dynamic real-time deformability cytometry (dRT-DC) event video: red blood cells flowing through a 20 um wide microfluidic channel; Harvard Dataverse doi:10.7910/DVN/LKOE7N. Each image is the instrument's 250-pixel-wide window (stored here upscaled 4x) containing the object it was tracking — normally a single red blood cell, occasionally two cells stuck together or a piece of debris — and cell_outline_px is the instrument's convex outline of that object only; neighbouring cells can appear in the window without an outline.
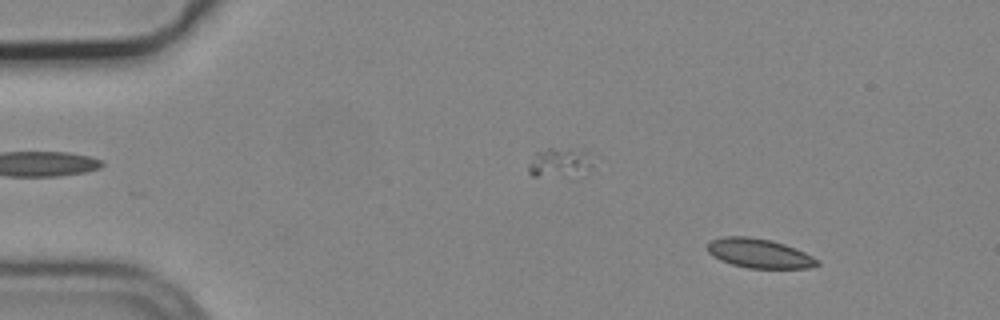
{"species": "common noctule bat (a hibernating species)", "species_latin": "Nyctalus noctula", "temperature_condition": "cold", "stored_images_in_passage": 3, "camera_frame_rate_fps": 3000, "um_per_image_px": 0.085, "animal": {"sex": "male", "body_mass_g": 19.2, "forearm_length_mm": 51.8}, "frame": {"image": 1, "passage_image": 1, "time_ms": 0.0, "image_size_px": [1000, 320], "cell_outline_px": [[820, 264], [808, 268], [748, 268], [732, 264], [720, 260], [708, 252], [708, 244], [712, 240], [724, 236], [748, 236], [772, 240], [796, 248], [820, 260]], "centroid_in_image_um": [64.56, 21.53], "position_along_channel_um": 20.4, "area_um2": 18.73}}
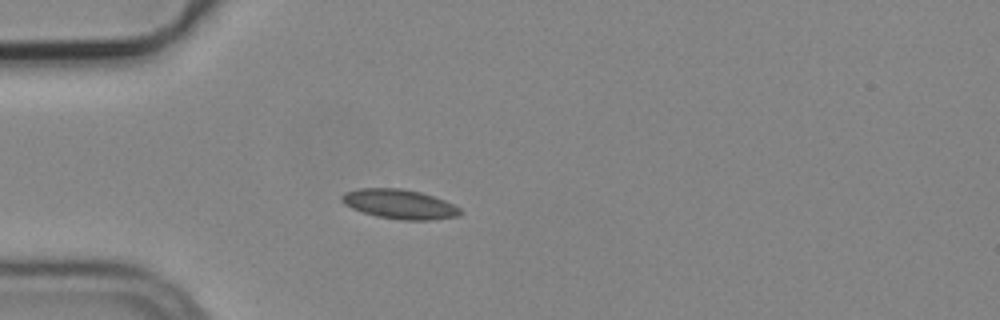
{"frame": {"image": 2, "passage_image": 3, "time_ms": 0.667, "image_size_px": [1000, 320], "cell_outline_px": [[460, 216], [432, 220], [404, 220], [376, 216], [352, 208], [344, 204], [340, 200], [340, 196], [344, 192], [360, 188], [400, 188], [420, 192], [444, 200], [460, 208]], "centroid_in_image_um": [33.93, 17.35], "position_along_channel_um": 51.1, "area_um2": 20.29}}